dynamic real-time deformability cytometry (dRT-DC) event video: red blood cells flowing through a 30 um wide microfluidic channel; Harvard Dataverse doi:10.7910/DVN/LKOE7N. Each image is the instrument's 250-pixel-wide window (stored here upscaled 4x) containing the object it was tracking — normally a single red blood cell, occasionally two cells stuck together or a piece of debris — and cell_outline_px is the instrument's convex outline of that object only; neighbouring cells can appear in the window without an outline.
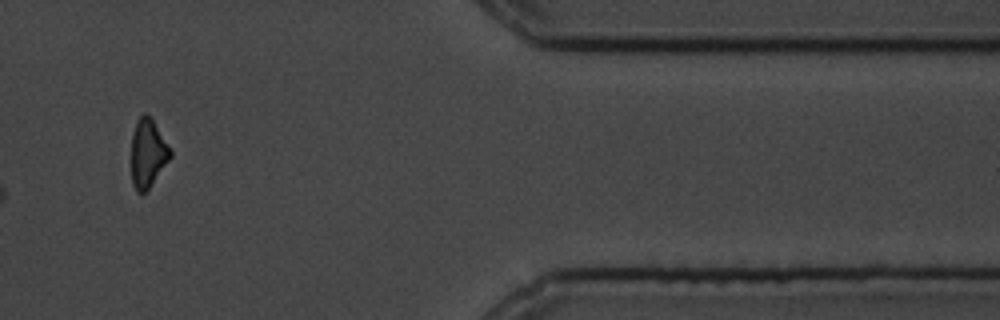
{"species": "common noctule bat (a hibernating species)", "species_latin": "Nyctalus noctula", "temperature_condition": "cold", "stored_images_in_passage": 16, "camera_frame_rate_fps": 3000, "um_per_image_px": 0.085, "animal": {"sex": "male", "body_mass_g": 19.5, "forearm_length_mm": 54.6}, "frame": {"image": 1, "passage_image": 14, "time_ms": 17.0, "image_size_px": [1000, 320], "cell_outline_px": [[172, 156], [148, 188], [144, 192], [136, 192], [132, 184], [132, 132], [136, 120], [144, 112], [152, 120], [172, 152]], "centroid_in_image_um": [12.54, 13.02], "position_along_channel_um": 398.9, "area_um2": 15.14}}
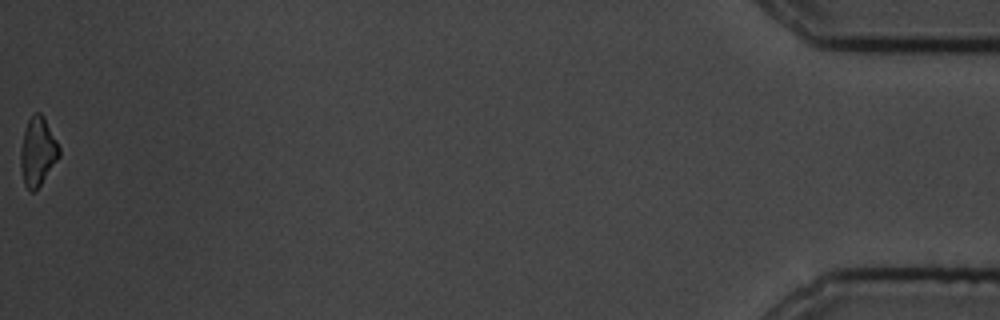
{"frame": {"image": 2, "passage_image": 16, "time_ms": 19.667, "image_size_px": [1000, 320], "cell_outline_px": [[60, 156], [40, 184], [32, 192], [24, 184], [20, 164], [20, 148], [24, 132], [28, 120], [36, 112], [40, 112], [44, 116], [60, 148]], "centroid_in_image_um": [3.2, 12.86], "position_along_channel_um": 432.0, "area_um2": 15.14}}